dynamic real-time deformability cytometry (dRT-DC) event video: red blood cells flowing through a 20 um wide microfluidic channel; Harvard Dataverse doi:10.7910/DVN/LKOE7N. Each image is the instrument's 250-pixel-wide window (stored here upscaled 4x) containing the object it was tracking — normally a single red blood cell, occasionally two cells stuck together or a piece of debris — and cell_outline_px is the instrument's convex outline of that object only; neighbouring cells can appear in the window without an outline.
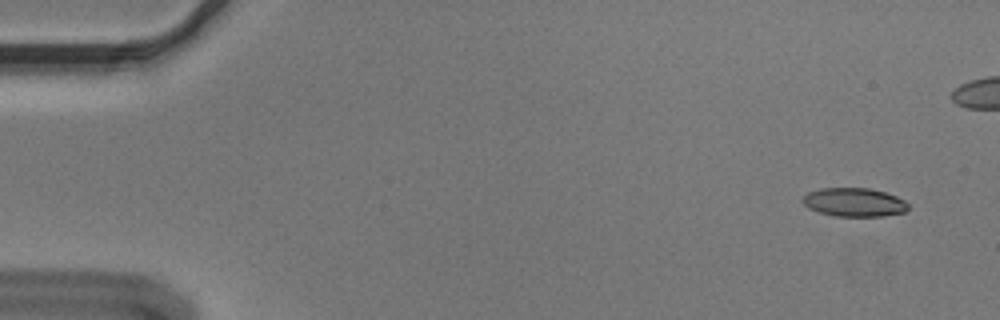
{"species": "Egyptian fruit bat (a non-hibernating species)", "species_latin": "Rousettus aegyptiacus", "temperature_condition": "cold", "stored_images_in_passage": 50, "camera_frame_rate_fps": 3000, "um_per_image_px": 0.085, "animal": {"sex": "male"}, "frame": {"image": 1, "passage_image": 4, "time_ms": 1.0, "image_size_px": [1000, 320], "cell_outline_px": [[908, 208], [904, 212], [884, 216], [836, 216], [820, 212], [808, 208], [800, 200], [808, 192], [820, 188], [868, 188], [884, 192], [896, 196], [904, 200], [908, 204]], "centroid_in_image_um": [72.59, 17.19], "position_along_channel_um": 12.4, "area_um2": 17.57}}
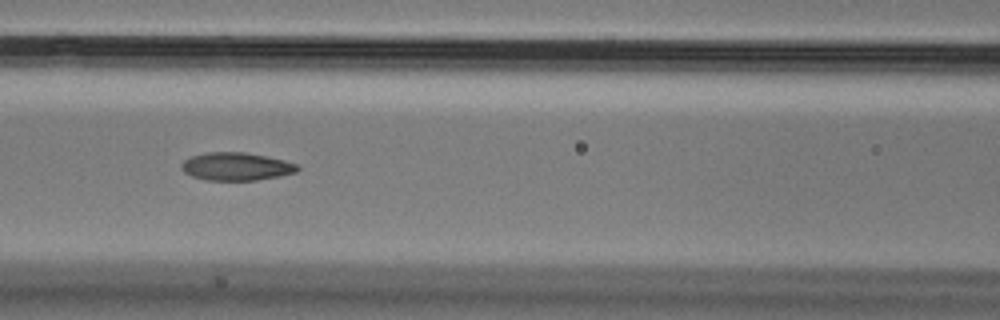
{"frame": {"image": 2, "passage_image": 25, "time_ms": 8.0, "image_size_px": [1000, 320], "cell_outline_px": [[300, 168], [296, 172], [280, 176], [256, 180], [204, 180], [192, 176], [184, 172], [180, 168], [180, 164], [184, 160], [192, 156], [204, 152], [244, 152], [268, 156], [284, 160], [296, 164]], "centroid_in_image_um": [20.06, 14.15], "position_along_channel_um": 146.5, "area_um2": 19.02}}
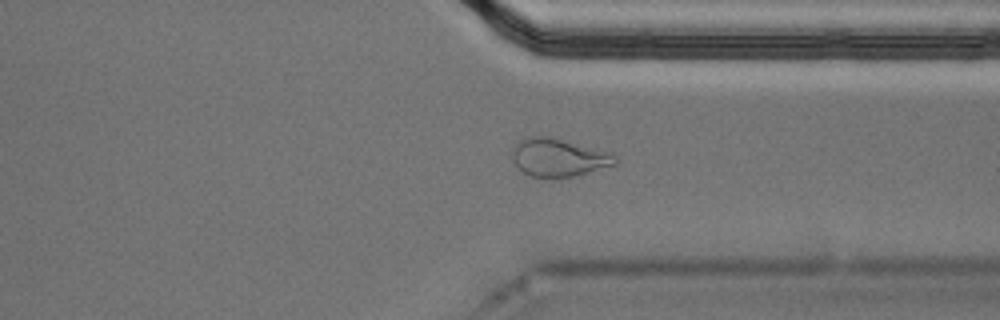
{"frame": {"image": 3, "passage_image": 43, "time_ms": 14.0, "image_size_px": [1000, 320], "cell_outline_px": [[616, 164], [576, 176], [556, 180], [552, 180], [528, 176], [516, 164], [512, 156], [512, 148], [524, 136], [548, 136], [612, 152], [616, 156]], "centroid_in_image_um": [47.47, 13.42], "position_along_channel_um": 363.9, "area_um2": 23.35}, "authors_computed_cell_mechanics": {"area_um2": 19.0162, "velocity_mm_per_s": 3.6322, "shape_relaxation_time_tau1_ms": 10.1851, "shape_relaxation_time_tau2_ms": 2.4966, "deformation_change_tau1": 0.2641, "deformation_change_tau2": 0.0932}}